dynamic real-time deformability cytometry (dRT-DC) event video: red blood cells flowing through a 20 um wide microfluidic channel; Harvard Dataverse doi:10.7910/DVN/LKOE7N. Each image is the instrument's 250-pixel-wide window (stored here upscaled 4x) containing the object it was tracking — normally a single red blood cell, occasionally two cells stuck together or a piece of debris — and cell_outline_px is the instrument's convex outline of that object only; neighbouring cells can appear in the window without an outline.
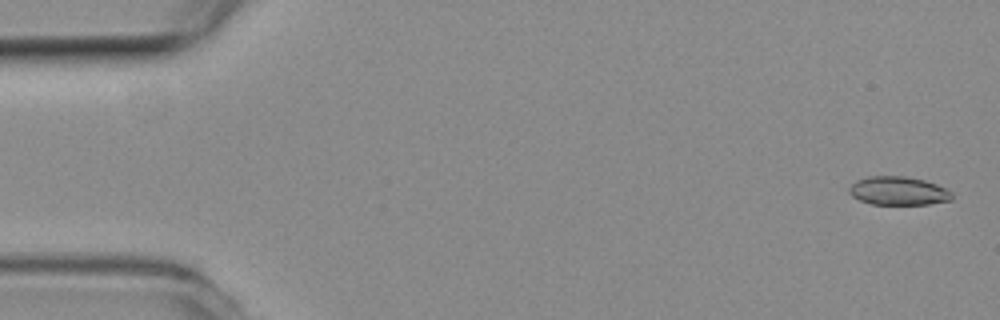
{"species": "common noctule bat (a hibernating species)", "species_latin": "Nyctalus noctula", "temperature_condition": "room temperature", "stored_images_in_passage": 14, "camera_frame_rate_fps": 3000, "um_per_image_px": 0.085, "animal": {"sex": "female", "body_mass_g": 19.3, "forearm_length_mm": 54.1}, "frame": {"image": 1, "passage_image": 2, "time_ms": 0.333, "image_size_px": [1000, 320], "cell_outline_px": [[952, 200], [928, 204], [872, 204], [860, 200], [852, 196], [848, 192], [848, 188], [856, 180], [868, 176], [904, 176], [924, 180], [936, 184], [952, 192]], "centroid_in_image_um": [76.34, 16.22], "position_along_channel_um": 8.7, "area_um2": 17.05}}
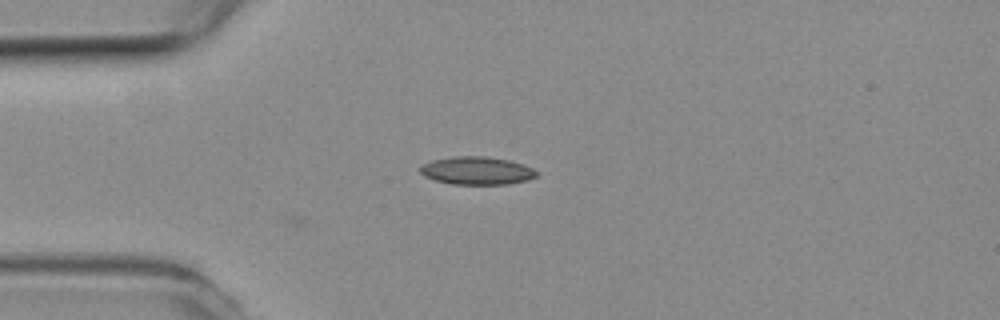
{"frame": {"image": 2, "passage_image": 14, "time_ms": 4.333, "image_size_px": [1000, 320], "cell_outline_px": [[536, 176], [528, 180], [508, 184], [452, 184], [436, 180], [424, 176], [420, 172], [420, 168], [424, 164], [432, 160], [452, 156], [484, 156], [508, 160], [524, 164], [532, 168], [536, 172]], "centroid_in_image_um": [40.53, 14.5], "position_along_channel_um": 44.5, "area_um2": 18.84}}